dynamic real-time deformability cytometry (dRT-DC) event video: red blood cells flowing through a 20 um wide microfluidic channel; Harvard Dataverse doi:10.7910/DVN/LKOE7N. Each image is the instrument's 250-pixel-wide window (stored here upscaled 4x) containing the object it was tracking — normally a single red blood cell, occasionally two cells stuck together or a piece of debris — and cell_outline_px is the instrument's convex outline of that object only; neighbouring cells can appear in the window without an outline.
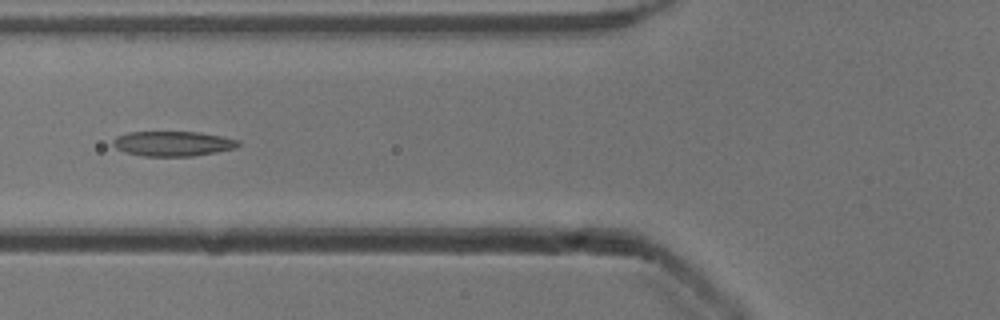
{"species": "common noctule bat (a hibernating species)", "species_latin": "Nyctalus noctula", "temperature_condition": "cold", "stored_images_in_passage": 6, "camera_frame_rate_fps": 3000, "um_per_image_px": 0.085, "animal": {"sex": "male", "body_mass_g": 13.3}, "frame": {"image": 1, "passage_image": 6, "time_ms": 1.667, "image_size_px": [1000, 320], "cell_outline_px": [[240, 144], [236, 148], [216, 152], [192, 156], [144, 156], [124, 152], [116, 148], [112, 144], [112, 140], [116, 136], [128, 132], [200, 132], [240, 140]], "centroid_in_image_um": [14.68, 12.21], "position_along_channel_um": 111.1, "area_um2": 18.26}}